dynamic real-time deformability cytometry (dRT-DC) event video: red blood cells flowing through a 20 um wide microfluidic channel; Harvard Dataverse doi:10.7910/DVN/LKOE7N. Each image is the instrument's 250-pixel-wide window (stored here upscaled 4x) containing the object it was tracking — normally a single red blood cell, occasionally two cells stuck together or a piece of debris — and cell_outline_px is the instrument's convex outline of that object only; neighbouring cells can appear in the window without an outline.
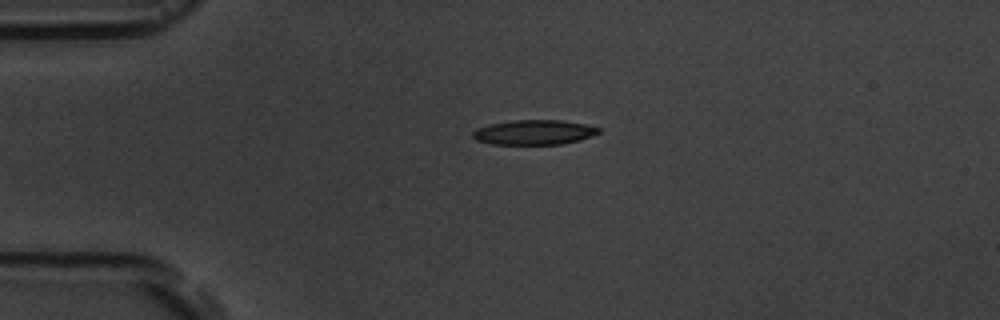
{"species": "common noctule bat (a hibernating species)", "species_latin": "Nyctalus noctula", "temperature_condition": "room temperature", "stored_images_in_passage": 4, "camera_frame_rate_fps": 3000, "um_per_image_px": 0.085, "animal": {"sex": "male", "body_mass_g": 19.5, "forearm_length_mm": 54.6}, "frame": {"image": 1, "passage_image": 3, "time_ms": 2.333, "image_size_px": [1000, 320], "cell_outline_px": [[600, 132], [580, 140], [560, 144], [492, 144], [476, 140], [472, 136], [472, 132], [476, 128], [488, 124], [512, 120], [560, 120], [584, 124], [600, 128]], "centroid_in_image_um": [45.35, 11.24], "position_along_channel_um": 39.6, "area_um2": 18.15}}